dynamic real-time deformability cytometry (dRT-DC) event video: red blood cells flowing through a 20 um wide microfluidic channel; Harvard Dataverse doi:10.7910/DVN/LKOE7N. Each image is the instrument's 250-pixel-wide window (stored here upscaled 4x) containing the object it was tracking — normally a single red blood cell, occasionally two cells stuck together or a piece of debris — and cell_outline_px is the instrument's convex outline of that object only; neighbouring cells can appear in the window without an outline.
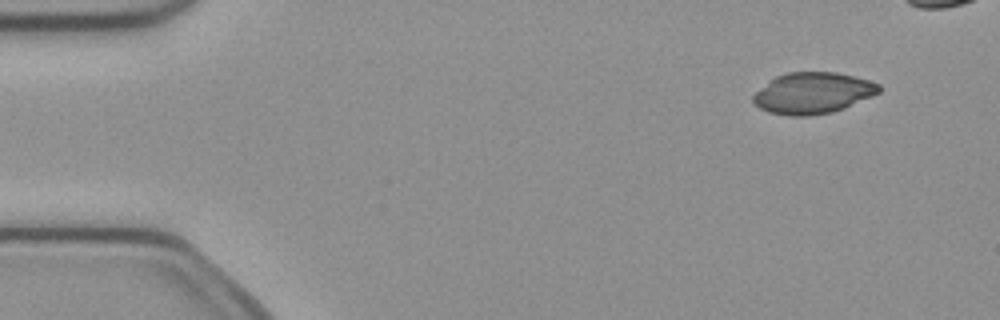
{"species": "common noctule bat (a hibernating species)", "species_latin": "Nyctalus noctula", "temperature_condition": "cold", "stored_images_in_passage": 5, "camera_frame_rate_fps": 3000, "um_per_image_px": 0.085, "animal": {"sex": "female", "body_mass_g": 21.9}, "frame": {"image": 1, "passage_image": 1, "time_ms": 0.0, "image_size_px": [1000, 320], "cell_outline_px": [[880, 92], [872, 96], [844, 108], [832, 112], [808, 116], [788, 116], [768, 112], [760, 108], [752, 100], [752, 96], [760, 88], [776, 76], [788, 72], [836, 72], [868, 80], [880, 84]], "centroid_in_image_um": [69.08, 7.91], "position_along_channel_um": 15.9, "area_um2": 30.11}}